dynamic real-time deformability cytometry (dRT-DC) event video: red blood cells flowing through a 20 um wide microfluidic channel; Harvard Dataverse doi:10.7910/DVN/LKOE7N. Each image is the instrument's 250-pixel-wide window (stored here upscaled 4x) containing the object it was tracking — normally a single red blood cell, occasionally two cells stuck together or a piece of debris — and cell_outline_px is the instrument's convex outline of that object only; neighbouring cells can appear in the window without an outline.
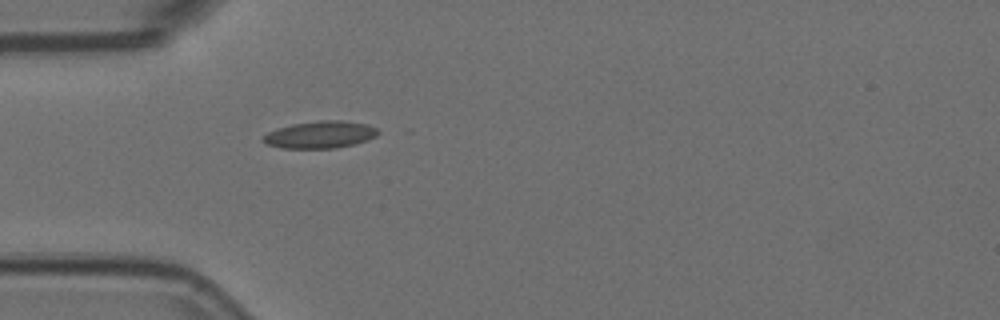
{"species": "Egyptian fruit bat (a non-hibernating species)", "species_latin": "Rousettus aegyptiacus", "temperature_condition": "room temperature", "stored_images_in_passage": 30, "camera_frame_rate_fps": 3000, "um_per_image_px": 0.085, "animal": {"sex": "female"}, "frame": {"image": 1, "passage_image": 1, "time_ms": 0.0, "image_size_px": [1000, 320], "cell_outline_px": [[380, 132], [376, 136], [368, 140], [336, 148], [280, 148], [268, 144], [260, 140], [268, 132], [276, 128], [292, 124], [316, 120], [344, 120], [368, 124], [376, 128]], "centroid_in_image_um": [27.22, 11.43], "position_along_channel_um": 57.8, "area_um2": 18.32}}
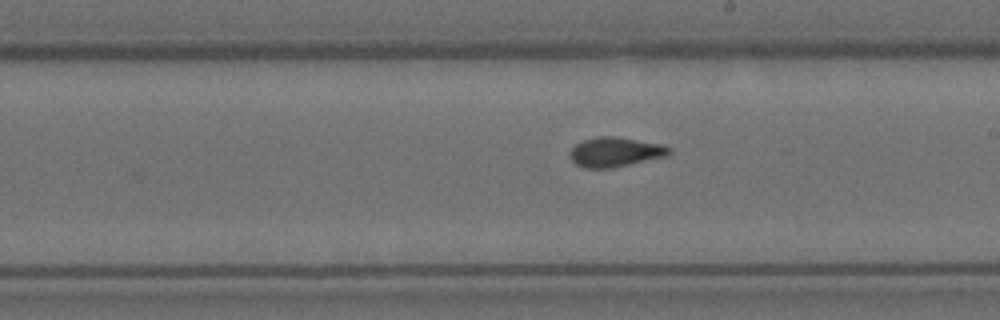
{"frame": {"image": 2, "passage_image": 16, "time_ms": 5.0, "image_size_px": [1000, 320], "cell_outline_px": [[672, 152], [668, 156], [612, 168], [584, 168], [576, 164], [572, 160], [568, 152], [576, 144], [584, 140], [600, 136], [616, 136], [660, 144], [672, 148]], "centroid_in_image_um": [52.31, 12.92], "position_along_channel_um": 236.7, "area_um2": 17.17}}
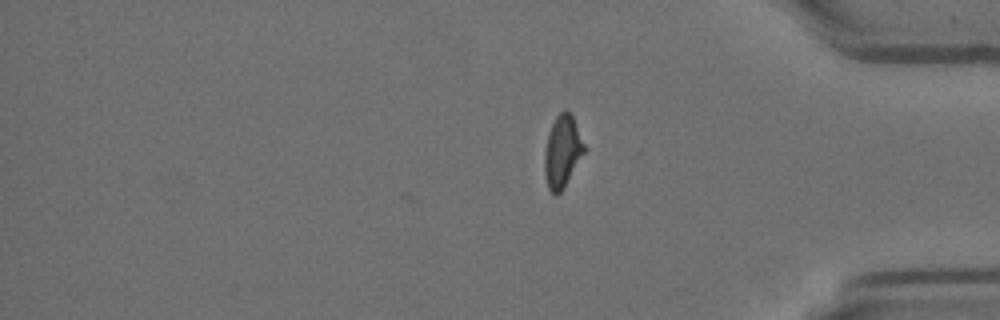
{"frame": {"image": 3, "passage_image": 30, "time_ms": 9.667, "image_size_px": [1000, 320], "cell_outline_px": [[584, 152], [560, 192], [556, 196], [548, 188], [544, 172], [544, 152], [548, 132], [556, 116], [560, 112], [568, 112], [572, 116], [584, 144]], "centroid_in_image_um": [47.76, 12.88], "position_along_channel_um": 387.4, "area_um2": 16.13}, "authors_computed_cell_mechanics": {"area_um2": 16.7331, "velocity_mm_per_s": 3.634, "shape_relaxation_time_tau1_ms": null, "shape_relaxation_time_tau2_ms": 2.3171, "deformation_change_tau1": null, "deformation_change_tau2": 0.0706}}